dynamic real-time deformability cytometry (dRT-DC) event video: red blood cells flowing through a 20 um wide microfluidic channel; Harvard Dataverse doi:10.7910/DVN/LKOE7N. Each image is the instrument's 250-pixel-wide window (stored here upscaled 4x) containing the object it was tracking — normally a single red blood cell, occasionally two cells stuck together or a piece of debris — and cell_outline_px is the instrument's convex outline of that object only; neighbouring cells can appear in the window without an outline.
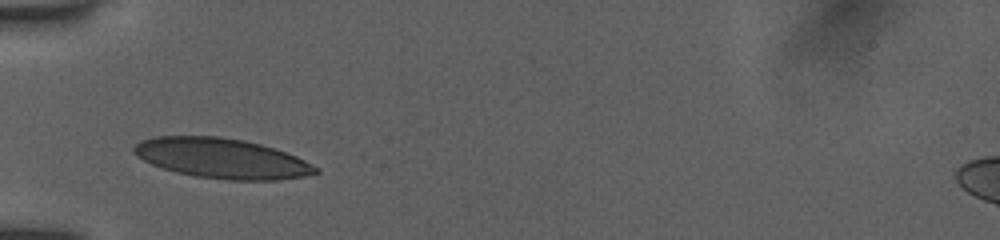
{"species": "human", "species_latin": "Homo sapiens", "temperature_condition": "room temperature", "stored_images_in_passage": 8, "camera_frame_rate_fps": 3000, "um_per_image_px": 0.085, "donor": {"sex": "female"}, "frame": {"image": 1, "passage_image": 1, "time_ms": 0.0, "image_size_px": [1000, 240], "cell_outline_px": [[320, 172], [304, 176], [280, 180], [228, 180], [196, 176], [176, 172], [152, 164], [136, 156], [132, 152], [132, 148], [140, 140], [156, 136], [216, 136], [244, 140], [260, 144], [296, 156], [320, 168]], "centroid_in_image_um": [18.84, 13.46], "position_along_channel_um": 66.2, "area_um2": 42.31}}
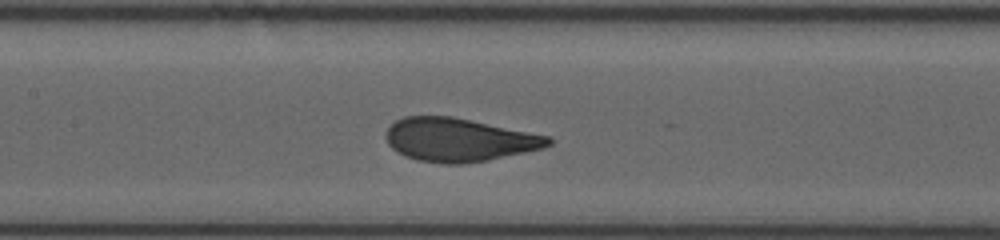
{"frame": {"image": 2, "passage_image": 5, "time_ms": 2.667, "image_size_px": [1000, 240], "cell_outline_px": [[552, 144], [544, 148], [488, 160], [460, 164], [444, 164], [416, 160], [404, 156], [396, 152], [388, 144], [384, 136], [388, 128], [396, 120], [404, 116], [452, 116], [552, 136]], "centroid_in_image_um": [39.01, 11.88], "position_along_channel_um": 168.4, "area_um2": 41.38}}
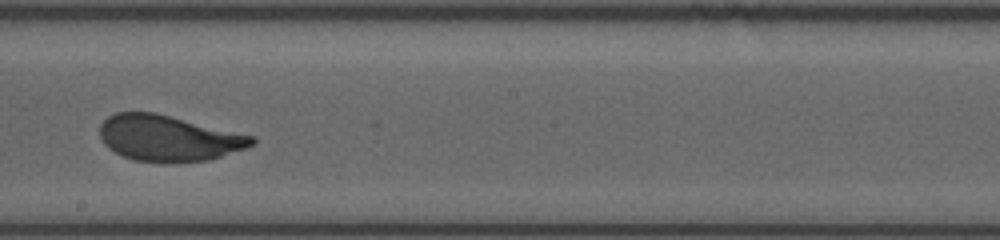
{"frame": {"image": 3, "passage_image": 7, "time_ms": 4.333, "image_size_px": [1000, 240], "cell_outline_px": [[256, 144], [248, 148], [208, 160], [172, 164], [136, 160], [124, 156], [108, 148], [100, 140], [100, 124], [108, 116], [116, 112], [156, 112], [256, 136]], "centroid_in_image_um": [14.36, 11.75], "position_along_channel_um": 233.8, "area_um2": 41.33}}